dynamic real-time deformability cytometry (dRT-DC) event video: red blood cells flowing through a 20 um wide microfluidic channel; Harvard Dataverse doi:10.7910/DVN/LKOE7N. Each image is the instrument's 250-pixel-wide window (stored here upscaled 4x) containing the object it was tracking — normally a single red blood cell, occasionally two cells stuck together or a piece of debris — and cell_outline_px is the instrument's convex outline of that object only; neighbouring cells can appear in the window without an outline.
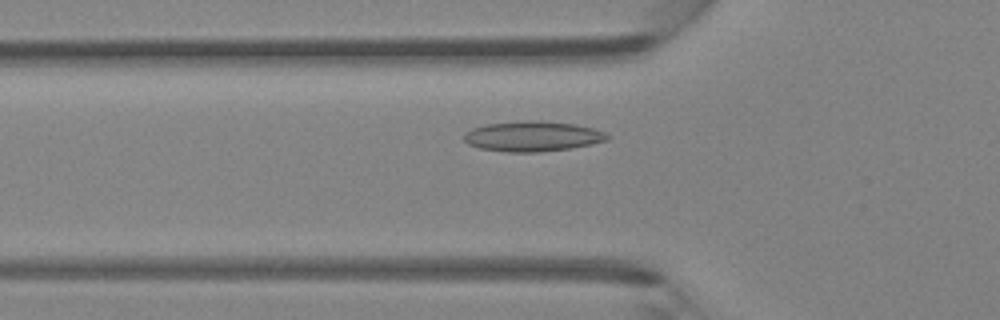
{"species": "Egyptian fruit bat (a non-hibernating species)", "species_latin": "Rousettus aegyptiacus", "temperature_condition": "room temperature", "stored_images_in_passage": 43, "camera_frame_rate_fps": 3000, "um_per_image_px": 0.085, "animal": {"sex": "female"}, "frame": {"image": 1, "passage_image": 13, "time_ms": 4.0, "image_size_px": [1000, 320], "cell_outline_px": [[608, 140], [592, 144], [572, 148], [540, 152], [508, 152], [480, 148], [468, 144], [464, 140], [464, 132], [472, 128], [484, 124], [524, 120], [540, 120], [572, 124], [592, 128], [604, 132], [608, 136]], "centroid_in_image_um": [45.23, 11.58], "position_along_channel_um": 80.6, "area_um2": 25.32}}
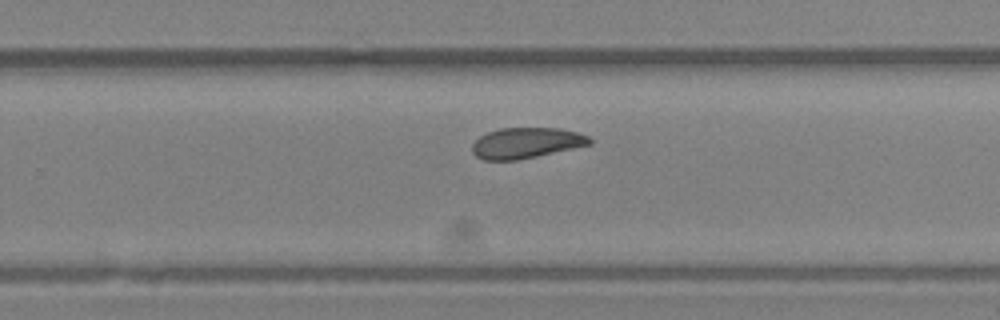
{"frame": {"image": 2, "passage_image": 27, "time_ms": 8.667, "image_size_px": [1000, 320], "cell_outline_px": [[592, 144], [536, 156], [516, 160], [484, 160], [476, 156], [472, 152], [472, 144], [480, 136], [488, 132], [500, 128], [560, 128], [576, 132], [588, 136], [592, 140]], "centroid_in_image_um": [44.71, 12.15], "position_along_channel_um": 285.1, "area_um2": 20.87}}
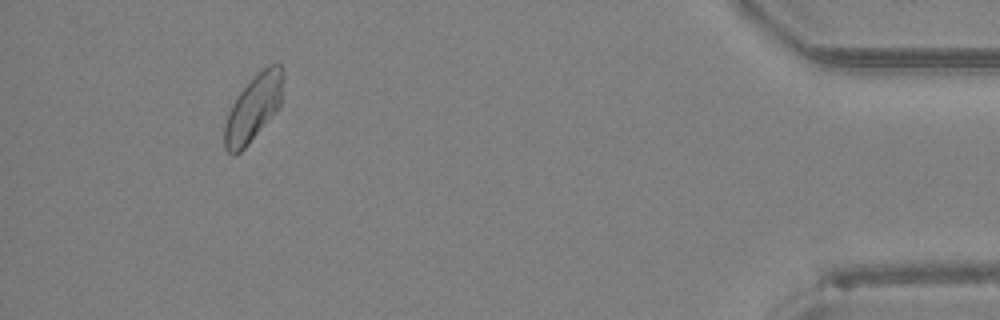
{"frame": {"image": 3, "passage_image": 40, "time_ms": 13.0, "image_size_px": [1000, 320], "cell_outline_px": [[284, 80], [280, 104], [248, 144], [240, 152], [232, 156], [224, 148], [224, 124], [228, 112], [232, 104], [240, 92], [268, 64], [280, 64], [284, 72]], "centroid_in_image_um": [21.52, 9.19], "position_along_channel_um": 413.7, "area_um2": 22.08}}